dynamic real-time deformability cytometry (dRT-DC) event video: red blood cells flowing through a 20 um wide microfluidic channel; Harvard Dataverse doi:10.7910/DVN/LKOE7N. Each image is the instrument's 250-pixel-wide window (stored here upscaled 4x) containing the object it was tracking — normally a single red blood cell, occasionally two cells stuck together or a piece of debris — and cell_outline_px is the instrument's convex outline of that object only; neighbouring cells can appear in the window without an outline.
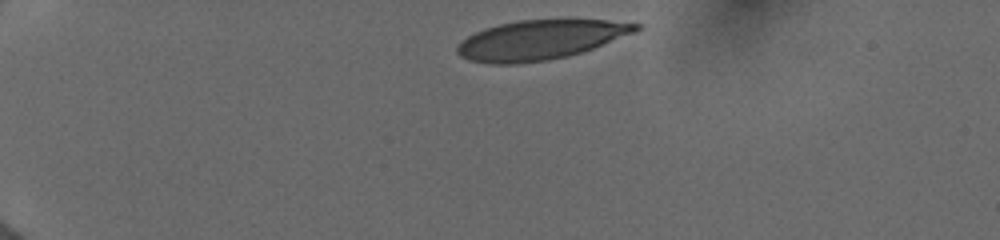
{"species": "human", "species_latin": "Homo sapiens", "temperature_condition": "cold", "stored_images_in_passage": 8, "camera_frame_rate_fps": 3000, "um_per_image_px": 0.085, "donor": {"sex": "female"}, "frame": {"image": 1, "passage_image": 1, "time_ms": 0.0, "image_size_px": [1000, 240], "cell_outline_px": [[644, 28], [636, 32], [592, 48], [580, 52], [548, 60], [516, 64], [492, 64], [468, 60], [460, 56], [456, 52], [456, 48], [468, 36], [484, 28], [500, 24], [520, 20], [608, 20], [644, 24]], "centroid_in_image_um": [45.94, 3.38], "position_along_channel_um": 39.1, "area_um2": 40.86}}
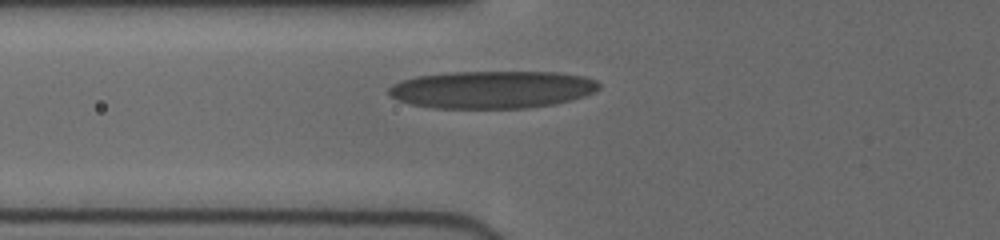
{"frame": {"image": 2, "passage_image": 6, "time_ms": 3.0, "image_size_px": [1000, 240], "cell_outline_px": [[600, 88], [596, 92], [572, 100], [552, 104], [528, 108], [432, 108], [412, 104], [396, 100], [388, 92], [388, 88], [392, 84], [400, 80], [416, 76], [448, 72], [556, 72], [584, 76], [596, 80], [600, 84]], "centroid_in_image_um": [41.83, 7.61], "position_along_channel_um": 84.0, "area_um2": 46.3}}
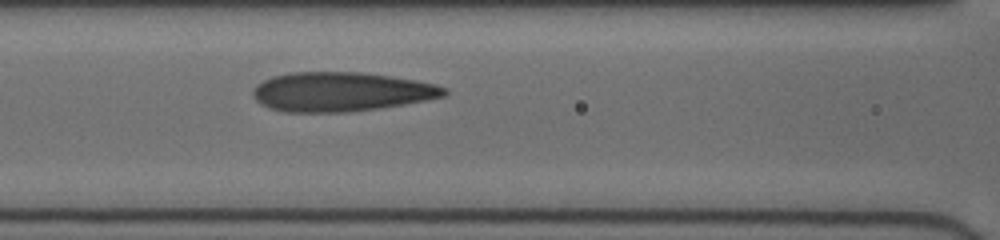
{"frame": {"image": 3, "passage_image": 8, "time_ms": 4.333, "image_size_px": [1000, 240], "cell_outline_px": [[448, 92], [444, 96], [424, 100], [376, 108], [348, 112], [284, 112], [268, 108], [260, 104], [252, 96], [252, 88], [256, 84], [272, 76], [292, 72], [360, 72], [416, 80], [436, 84], [448, 88]], "centroid_in_image_um": [28.93, 7.8], "position_along_channel_um": 137.7, "area_um2": 43.75}}